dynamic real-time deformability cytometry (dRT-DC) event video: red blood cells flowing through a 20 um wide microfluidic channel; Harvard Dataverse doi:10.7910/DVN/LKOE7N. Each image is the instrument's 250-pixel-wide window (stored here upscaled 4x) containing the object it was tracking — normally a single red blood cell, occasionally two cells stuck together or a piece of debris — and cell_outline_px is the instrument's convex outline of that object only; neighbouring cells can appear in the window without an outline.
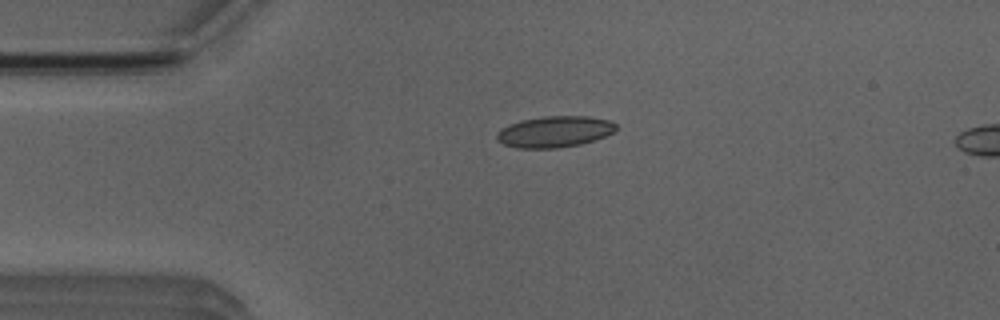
{"species": "Egyptian fruit bat (a non-hibernating species)", "species_latin": "Rousettus aegyptiacus", "temperature_condition": "room temperature", "stored_images_in_passage": 5, "camera_frame_rate_fps": 3000, "um_per_image_px": 0.085, "animal": {"sex": "male"}, "frame": {"image": 1, "passage_image": 1, "time_ms": 0.0, "image_size_px": [1000, 320], "cell_outline_px": [[616, 128], [612, 132], [596, 140], [580, 144], [556, 148], [516, 148], [504, 144], [496, 140], [496, 132], [500, 128], [524, 120], [544, 116], [588, 116], [608, 120], [616, 124]], "centroid_in_image_um": [47.12, 11.2], "position_along_channel_um": 37.9, "area_um2": 21.56}}
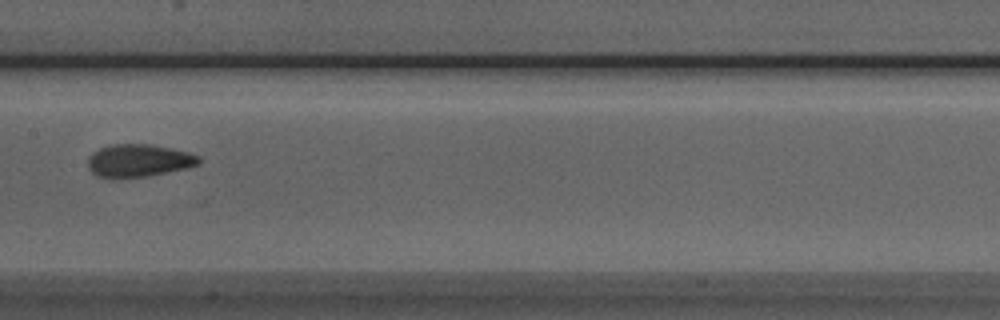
{"frame": {"image": 2, "passage_image": 5, "time_ms": 4.667, "image_size_px": [1000, 320], "cell_outline_px": [[200, 164], [188, 168], [144, 176], [112, 180], [96, 176], [88, 168], [88, 156], [92, 152], [100, 148], [112, 144], [148, 144], [172, 148], [188, 152], [200, 156]], "centroid_in_image_um": [11.75, 13.66], "position_along_channel_um": 195.7, "area_um2": 21.5}}